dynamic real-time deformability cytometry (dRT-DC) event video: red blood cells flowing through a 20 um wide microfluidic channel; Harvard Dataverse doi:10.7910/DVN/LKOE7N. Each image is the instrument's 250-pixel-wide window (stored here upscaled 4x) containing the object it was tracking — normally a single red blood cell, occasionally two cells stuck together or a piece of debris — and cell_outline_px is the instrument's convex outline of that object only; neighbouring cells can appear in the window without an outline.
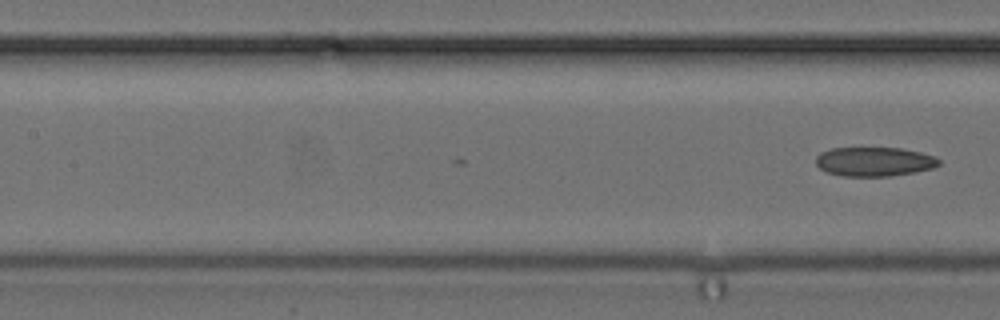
{"species": "common noctule bat (a hibernating species)", "species_latin": "Nyctalus noctula", "temperature_condition": "cold", "stored_images_in_passage": 20, "camera_frame_rate_fps": 3000, "um_per_image_px": 0.085, "animal": {"sex": "female", "body_mass_g": 24.6, "forearm_length_mm": 56.2}, "frame": {"image": 1, "passage_image": 20, "time_ms": 6.333, "image_size_px": [1000, 320], "cell_outline_px": [[940, 164], [932, 168], [916, 172], [892, 176], [844, 176], [828, 172], [820, 168], [816, 164], [816, 156], [820, 152], [832, 148], [904, 148], [936, 156], [940, 160]], "centroid_in_image_um": [74.34, 13.73], "position_along_channel_um": 133.1, "area_um2": 21.04}}